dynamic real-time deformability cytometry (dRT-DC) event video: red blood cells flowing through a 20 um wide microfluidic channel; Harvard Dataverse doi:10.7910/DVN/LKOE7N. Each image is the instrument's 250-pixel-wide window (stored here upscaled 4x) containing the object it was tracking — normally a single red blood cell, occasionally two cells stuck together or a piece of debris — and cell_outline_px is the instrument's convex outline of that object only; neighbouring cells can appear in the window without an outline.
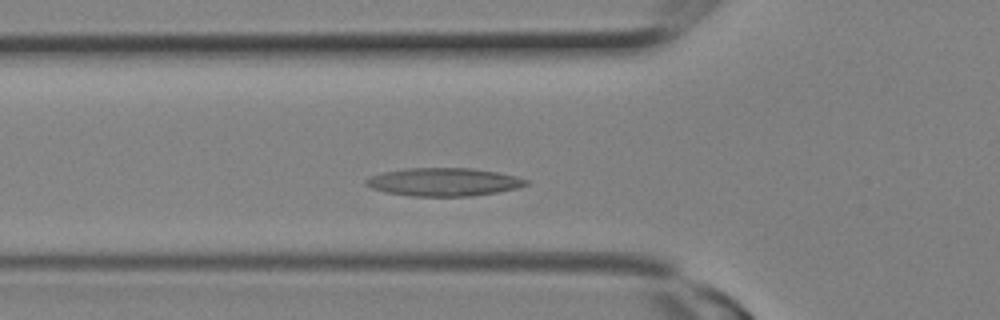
{"species": "Egyptian fruit bat (a non-hibernating species)", "species_latin": "Rousettus aegyptiacus", "temperature_condition": "room temperature", "stored_images_in_passage": 22, "camera_frame_rate_fps": 3000, "um_per_image_px": 0.085, "animal": {"sex": "female"}, "frame": {"image": 1, "passage_image": 6, "time_ms": 1.667, "image_size_px": [1000, 320], "cell_outline_px": [[528, 184], [516, 188], [496, 192], [468, 196], [412, 196], [388, 192], [372, 188], [364, 184], [364, 180], [372, 176], [384, 172], [404, 168], [472, 168], [496, 172], [516, 176], [528, 180]], "centroid_in_image_um": [37.7, 15.46], "position_along_channel_um": 88.1, "area_um2": 25.95}}
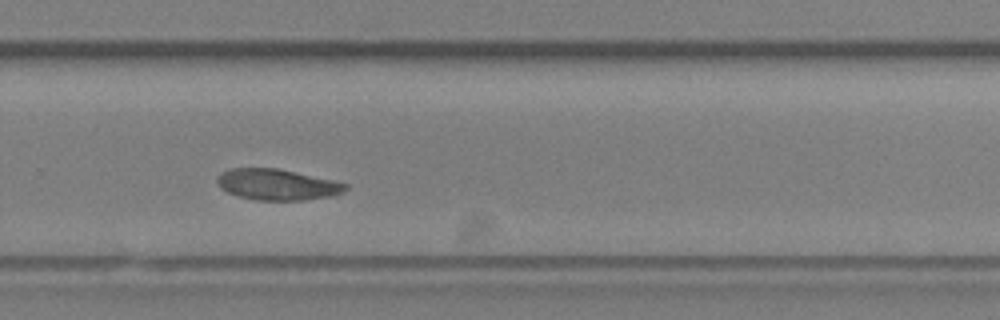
{"frame": {"image": 2, "passage_image": 14, "time_ms": 4.333, "image_size_px": [1000, 320], "cell_outline_px": [[348, 188], [344, 192], [332, 196], [304, 200], [252, 200], [236, 196], [220, 188], [216, 184], [216, 176], [220, 172], [228, 168], [276, 168], [332, 180], [348, 184]], "centroid_in_image_um": [23.5, 15.69], "position_along_channel_um": 306.3, "area_um2": 23.41}}
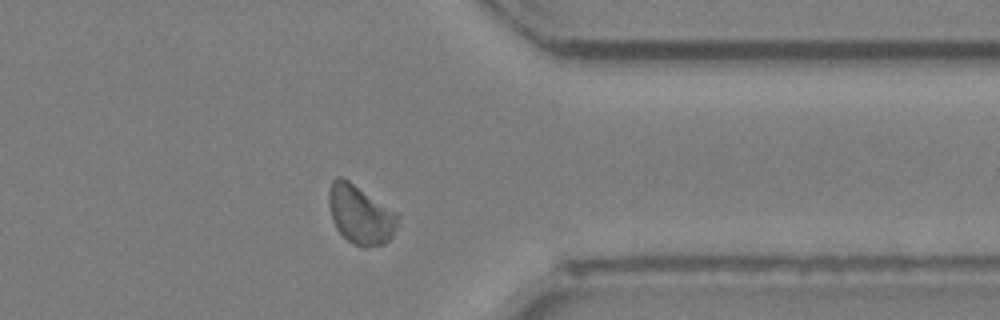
{"frame": {"image": 3, "passage_image": 17, "time_ms": 5.333, "image_size_px": [1000, 320], "cell_outline_px": [[400, 216], [396, 228], [392, 236], [384, 244], [364, 248], [352, 244], [336, 228], [332, 220], [328, 204], [328, 192], [332, 180], [336, 176], [340, 176], [348, 180], [396, 212]], "centroid_in_image_um": [30.62, 18.25], "position_along_channel_um": 380.8, "area_um2": 23.7}}